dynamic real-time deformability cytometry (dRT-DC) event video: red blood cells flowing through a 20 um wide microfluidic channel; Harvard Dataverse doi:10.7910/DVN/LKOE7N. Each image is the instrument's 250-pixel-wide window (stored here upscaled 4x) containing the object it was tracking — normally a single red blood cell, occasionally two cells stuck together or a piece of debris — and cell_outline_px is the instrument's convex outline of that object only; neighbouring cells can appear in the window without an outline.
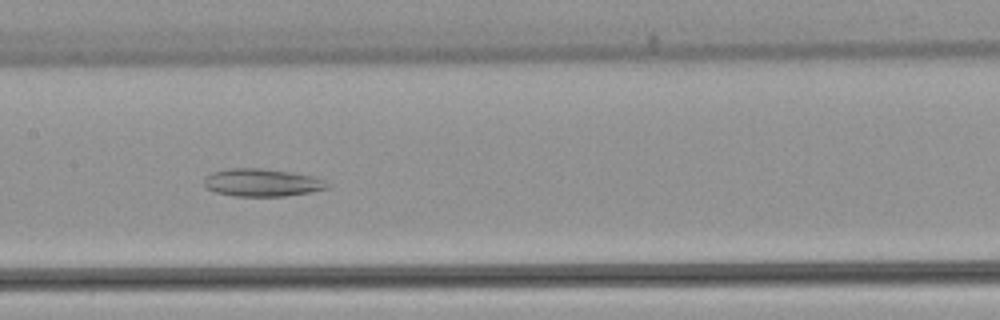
{"species": "common noctule bat (a hibernating species)", "species_latin": "Nyctalus noctula", "temperature_condition": "warm", "stored_images_in_passage": 36, "camera_frame_rate_fps": 3000, "um_per_image_px": 0.085, "animal": {"sex": "female", "body_mass_g": 22.7, "forearm_length_mm": 54.2}, "frame": {"image": 1, "passage_image": 19, "time_ms": 6.0, "image_size_px": [1000, 320], "cell_outline_px": [[332, 184], [328, 188], [308, 192], [284, 196], [236, 196], [216, 192], [208, 188], [204, 184], [204, 176], [212, 172], [228, 168], [260, 168], [288, 172], [312, 176], [324, 180]], "centroid_in_image_um": [22.26, 15.51], "position_along_channel_um": 185.1, "area_um2": 19.77}}
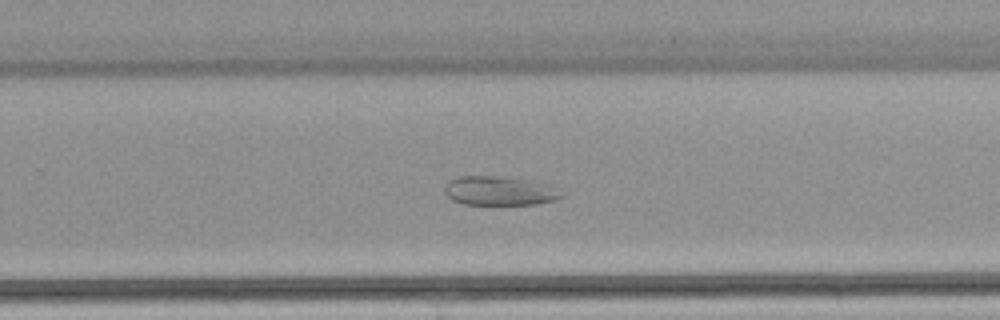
{"frame": {"image": 2, "passage_image": 27, "time_ms": 8.667, "image_size_px": [1000, 320], "cell_outline_px": [[564, 196], [556, 200], [532, 204], [464, 204], [452, 200], [444, 192], [444, 188], [448, 180], [456, 176], [504, 176], [548, 184]], "centroid_in_image_um": [42.39, 16.21], "position_along_channel_um": 287.4, "area_um2": 19.71}}
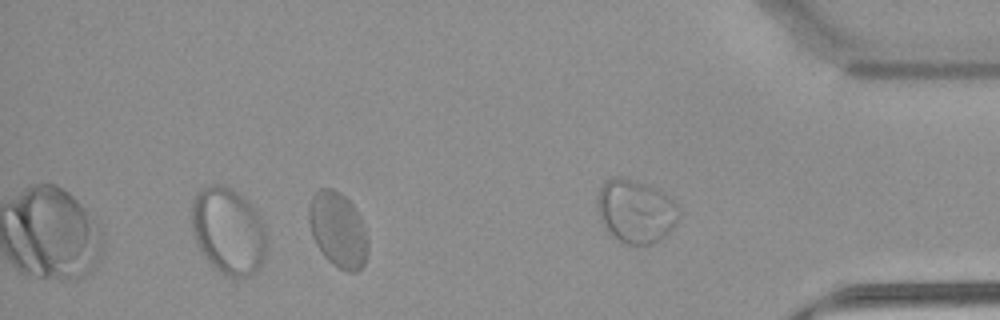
{"frame": {"image": 3, "passage_image": 35, "time_ms": 11.333, "image_size_px": [1000, 320], "cell_outline_px": [[368, 252], [364, 264], [356, 272], [348, 272], [332, 264], [324, 256], [316, 244], [312, 236], [308, 220], [308, 208], [312, 196], [320, 188], [332, 188], [340, 192], [352, 204], [364, 228], [368, 240]], "centroid_in_image_um": [28.71, 19.54], "position_along_channel_um": 406.5, "area_um2": 25.78}}